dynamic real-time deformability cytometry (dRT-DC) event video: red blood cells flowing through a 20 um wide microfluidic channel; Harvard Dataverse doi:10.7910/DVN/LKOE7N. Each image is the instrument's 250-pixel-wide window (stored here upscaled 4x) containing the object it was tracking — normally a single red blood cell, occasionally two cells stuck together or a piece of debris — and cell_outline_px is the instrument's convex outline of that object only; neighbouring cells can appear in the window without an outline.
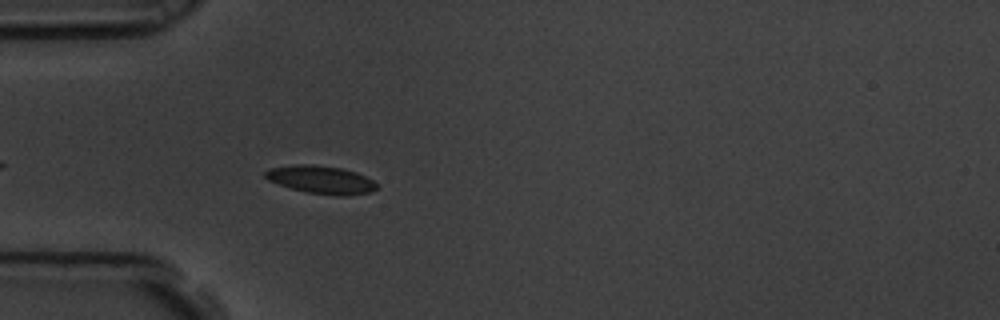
{"species": "common noctule bat (a hibernating species)", "species_latin": "Nyctalus noctula", "temperature_condition": "room temperature", "stored_images_in_passage": 6, "camera_frame_rate_fps": 3000, "um_per_image_px": 0.085, "animal": {"sex": "male", "body_mass_g": 19.5, "forearm_length_mm": 54.6}, "frame": {"image": 1, "passage_image": 6, "time_ms": 1.667, "image_size_px": [1000, 320], "cell_outline_px": [[376, 188], [372, 192], [344, 196], [336, 196], [308, 192], [292, 188], [268, 180], [264, 176], [264, 172], [272, 168], [292, 164], [312, 164], [340, 168], [356, 172], [372, 180], [376, 184]], "centroid_in_image_um": [27.29, 15.27], "position_along_channel_um": 57.7, "area_um2": 17.98}}